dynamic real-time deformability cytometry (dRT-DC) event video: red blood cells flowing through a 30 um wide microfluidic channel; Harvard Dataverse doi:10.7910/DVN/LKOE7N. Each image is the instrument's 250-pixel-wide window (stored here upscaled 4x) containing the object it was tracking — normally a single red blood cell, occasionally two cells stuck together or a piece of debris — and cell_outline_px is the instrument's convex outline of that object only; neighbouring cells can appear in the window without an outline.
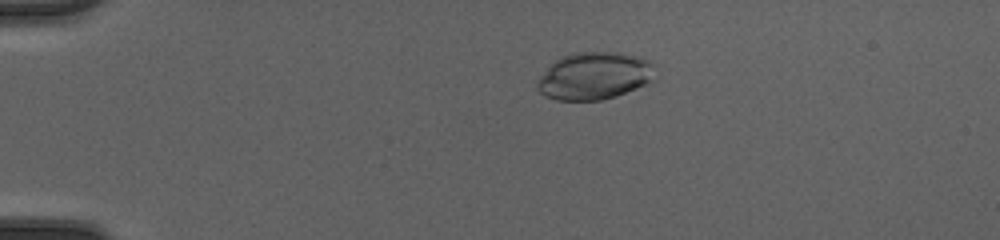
{"species": "common noctule bat (a hibernating species)", "species_latin": "Nyctalus noctula", "temperature_condition": "cold", "stored_images_in_passage": 50, "camera_frame_rate_fps": 3000, "um_per_image_px": 0.085, "animal": {"sex": "female", "body_mass_g": 20.0, "forearm_length_mm": 54.0}, "frame": {"image": 1, "passage_image": 12, "time_ms": 3.667, "image_size_px": [1000, 240], "cell_outline_px": [[656, 80], [616, 96], [600, 100], [556, 100], [544, 96], [536, 88], [536, 80], [560, 56], [576, 52], [620, 52], [640, 56], [648, 60], [652, 64]], "centroid_in_image_um": [50.53, 6.45], "position_along_channel_um": 34.5, "area_um2": 32.77}}
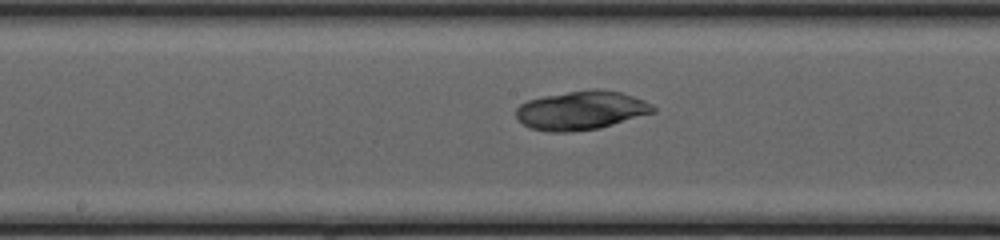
{"frame": {"image": 2, "passage_image": 28, "time_ms": 9.0, "image_size_px": [1000, 240], "cell_outline_px": [[656, 112], [600, 128], [568, 132], [552, 132], [532, 128], [524, 124], [516, 116], [516, 108], [520, 104], [528, 100], [544, 96], [592, 88], [600, 88], [620, 92], [644, 100], [652, 104], [656, 108]], "centroid_in_image_um": [49.44, 9.37], "position_along_channel_um": 198.8, "area_um2": 30.98}}
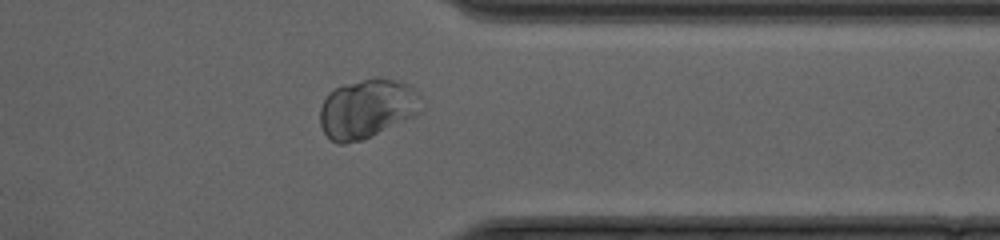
{"frame": {"image": 3, "passage_image": 41, "time_ms": 13.333, "image_size_px": [1000, 240], "cell_outline_px": [[420, 112], [364, 140], [344, 144], [336, 144], [324, 132], [320, 124], [320, 108], [328, 92], [344, 84], [380, 76], [400, 80], [408, 84], [420, 96]], "centroid_in_image_um": [31.18, 9.22], "position_along_channel_um": 380.2, "area_um2": 34.91}}